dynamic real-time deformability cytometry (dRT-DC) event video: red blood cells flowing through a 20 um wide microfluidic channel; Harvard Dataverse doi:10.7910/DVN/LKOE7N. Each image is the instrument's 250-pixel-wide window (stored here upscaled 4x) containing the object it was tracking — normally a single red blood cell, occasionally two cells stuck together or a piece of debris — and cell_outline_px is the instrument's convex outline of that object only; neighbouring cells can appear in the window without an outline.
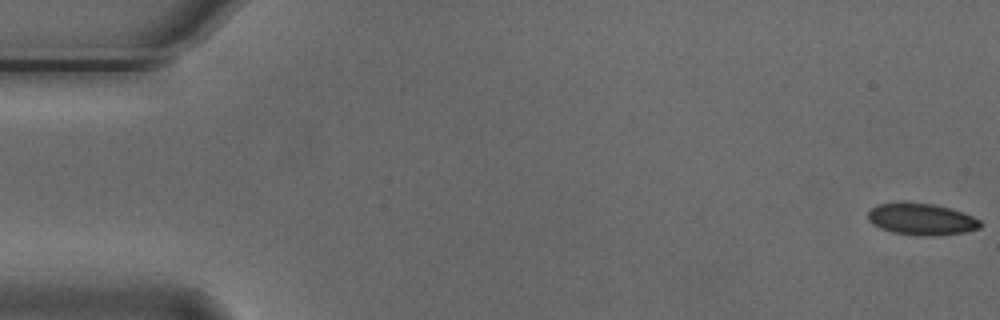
{"species": "Egyptian fruit bat (a non-hibernating species)", "species_latin": "Rousettus aegyptiacus", "temperature_condition": "cold", "stored_images_in_passage": 50, "camera_frame_rate_fps": 3000, "um_per_image_px": 0.085, "animal": {"sex": "male"}, "frame": {"image": 1, "passage_image": 1, "time_ms": 0.0, "image_size_px": [1000, 320], "cell_outline_px": [[984, 224], [980, 228], [964, 232], [928, 236], [920, 236], [892, 232], [880, 228], [872, 224], [868, 220], [868, 212], [876, 204], [932, 204], [948, 208], [972, 216], [980, 220]], "centroid_in_image_um": [78.33, 18.66], "position_along_channel_um": 6.7, "area_um2": 20.23}}
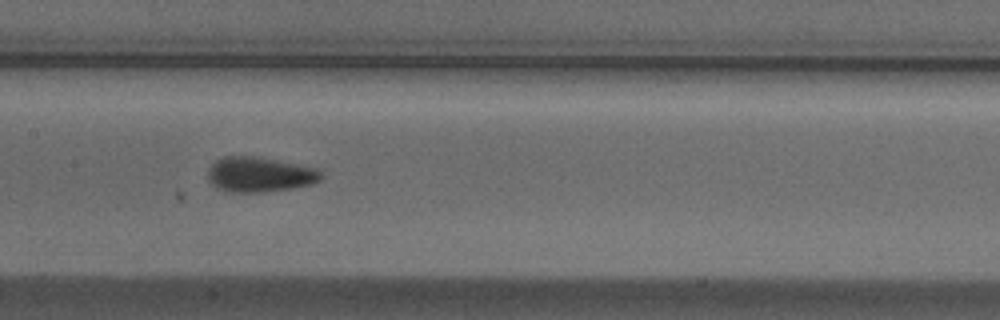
{"frame": {"image": 2, "passage_image": 27, "time_ms": 8.667, "image_size_px": [1000, 320], "cell_outline_px": [[324, 176], [320, 180], [312, 184], [292, 188], [260, 192], [228, 192], [216, 188], [208, 180], [208, 168], [216, 160], [224, 156], [252, 156], [276, 160], [316, 168]], "centroid_in_image_um": [22.04, 14.84], "position_along_channel_um": 185.4, "area_um2": 23.06}}
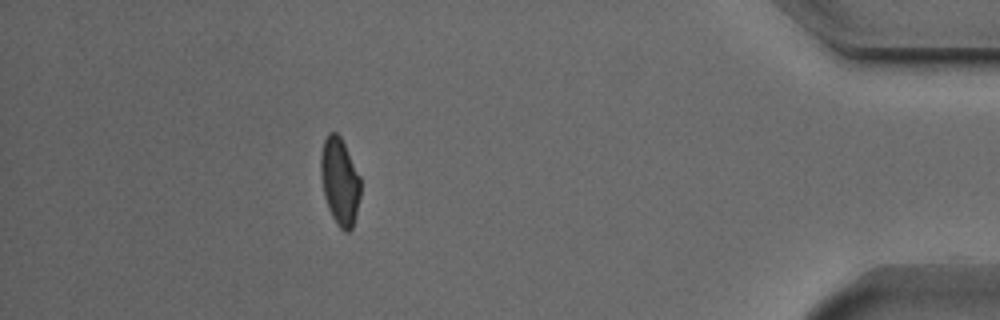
{"frame": {"image": 3, "passage_image": 49, "time_ms": 16.0, "image_size_px": [1000, 320], "cell_outline_px": [[360, 196], [352, 228], [348, 232], [344, 232], [336, 224], [328, 208], [324, 196], [320, 176], [320, 156], [324, 140], [328, 132], [336, 132], [340, 136], [360, 176]], "centroid_in_image_um": [28.86, 15.42], "position_along_channel_um": 406.3, "area_um2": 20.23}}